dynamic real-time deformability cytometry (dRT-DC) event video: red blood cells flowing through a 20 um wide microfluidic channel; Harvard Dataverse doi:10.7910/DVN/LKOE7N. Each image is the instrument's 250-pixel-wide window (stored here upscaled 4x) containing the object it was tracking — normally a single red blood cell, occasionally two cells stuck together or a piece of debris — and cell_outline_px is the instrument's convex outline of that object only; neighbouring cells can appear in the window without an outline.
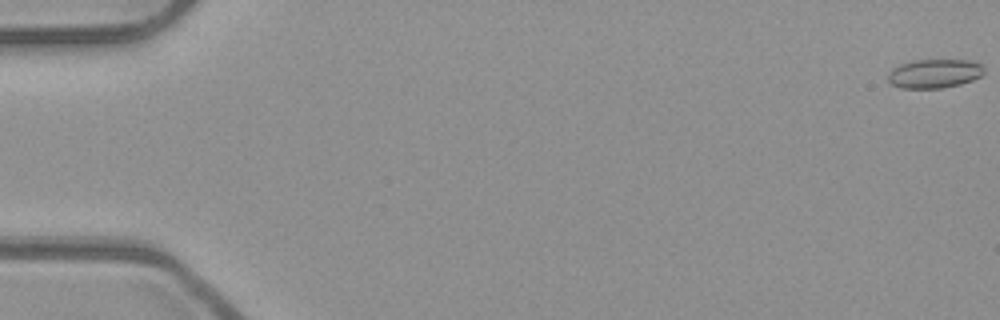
{"species": "common noctule bat (a hibernating species)", "species_latin": "Nyctalus noctula", "temperature_condition": "room temperature", "stored_images_in_passage": 54, "camera_frame_rate_fps": 3000, "um_per_image_px": 0.085, "animal": {"sex": "male", "body_mass_g": 23.1, "forearm_length_mm": 52.7}, "frame": {"image": 1, "passage_image": 1, "time_ms": 0.0, "image_size_px": [1000, 320], "cell_outline_px": [[984, 72], [980, 76], [972, 80], [960, 84], [940, 88], [900, 88], [892, 84], [888, 80], [888, 76], [892, 68], [900, 64], [916, 60], [968, 60], [980, 64], [984, 68]], "centroid_in_image_um": [79.41, 6.25], "position_along_channel_um": 5.6, "area_um2": 16.07}}
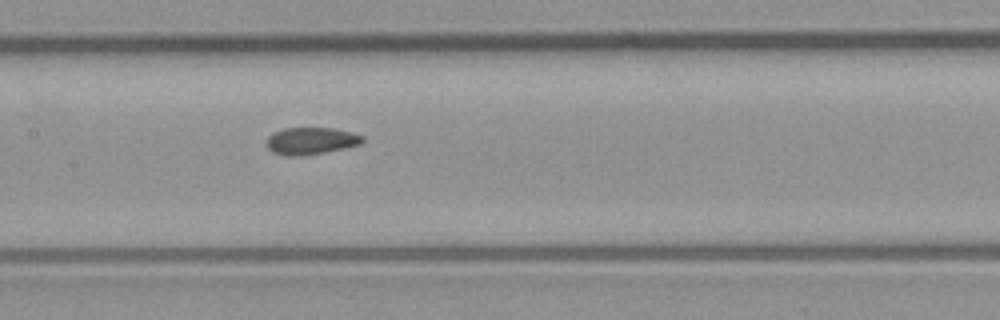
{"frame": {"image": 2, "passage_image": 27, "time_ms": 8.667, "image_size_px": [1000, 320], "cell_outline_px": [[364, 140], [360, 144], [344, 148], [324, 152], [300, 156], [284, 156], [272, 152], [268, 148], [268, 136], [272, 132], [284, 128], [336, 128], [352, 132], [364, 136]], "centroid_in_image_um": [26.43, 11.97], "position_along_channel_um": 181.0, "area_um2": 15.2}}
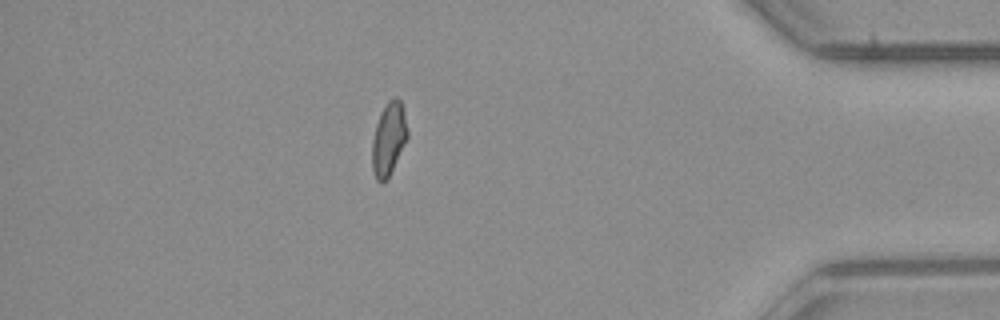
{"frame": {"image": 3, "passage_image": 47, "time_ms": 15.333, "image_size_px": [1000, 320], "cell_outline_px": [[408, 136], [388, 180], [380, 184], [376, 180], [372, 168], [372, 140], [376, 124], [380, 112], [388, 100], [392, 96], [396, 96], [400, 100], [404, 112], [408, 132]], "centroid_in_image_um": [33.03, 11.82], "position_along_channel_um": 402.2, "area_um2": 15.26}, "authors_computed_cell_mechanics": {"area_um2": 15.2592, "velocity_mm_per_s": 3.9573, "shape_relaxation_time_tau1_ms": null, "shape_relaxation_time_tau2_ms": 1.5415, "deformation_change_tau1": null, "deformation_change_tau2": 0.0775}}